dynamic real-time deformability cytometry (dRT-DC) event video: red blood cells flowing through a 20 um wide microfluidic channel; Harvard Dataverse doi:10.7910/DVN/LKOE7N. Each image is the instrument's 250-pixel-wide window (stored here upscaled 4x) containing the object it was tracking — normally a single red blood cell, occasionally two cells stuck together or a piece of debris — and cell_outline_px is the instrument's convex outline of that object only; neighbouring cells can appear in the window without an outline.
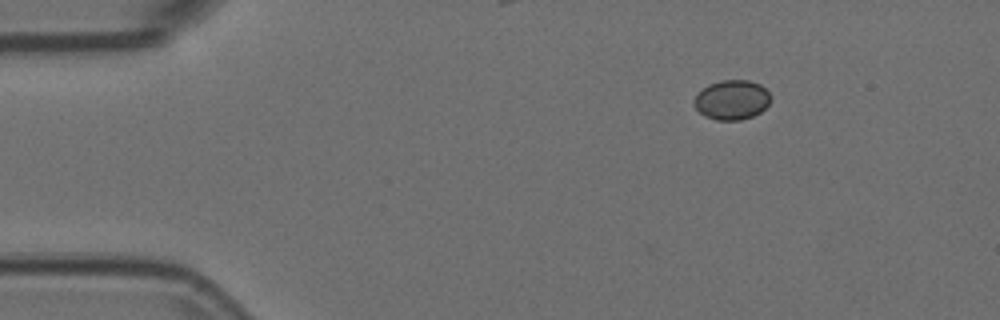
{"species": "Egyptian fruit bat (a non-hibernating species)", "species_latin": "Rousettus aegyptiacus", "temperature_condition": "room temperature", "stored_images_in_passage": 48, "camera_frame_rate_fps": 3000, "um_per_image_px": 0.085, "animal": {"sex": "female"}, "frame": {"image": 1, "passage_image": 1, "time_ms": 0.0, "image_size_px": [1000, 320], "cell_outline_px": [[772, 96], [768, 104], [760, 112], [752, 116], [740, 120], [716, 120], [704, 116], [692, 104], [692, 100], [696, 92], [708, 84], [720, 80], [748, 80], [760, 84]], "centroid_in_image_um": [62.16, 8.48], "position_along_channel_um": 22.8, "area_um2": 17.92}}
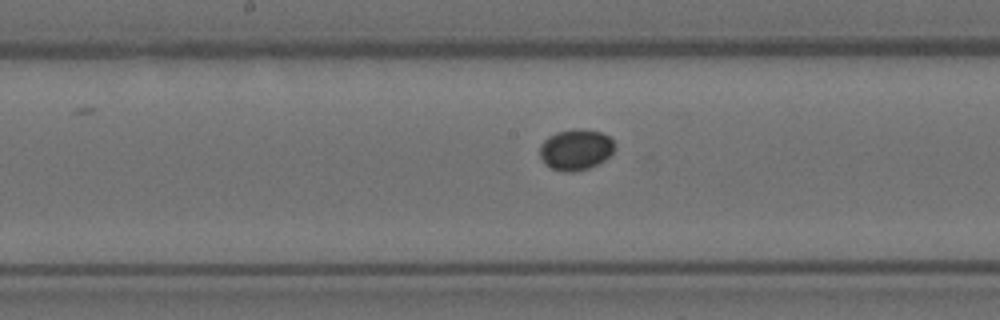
{"frame": {"image": 2, "passage_image": 21, "time_ms": 6.667, "image_size_px": [1000, 320], "cell_outline_px": [[616, 148], [604, 160], [588, 168], [576, 172], [564, 172], [552, 168], [544, 164], [540, 156], [540, 144], [548, 136], [556, 132], [580, 128], [600, 132], [608, 136], [616, 144]], "centroid_in_image_um": [48.93, 12.72], "position_along_channel_um": 199.3, "area_um2": 17.92}}
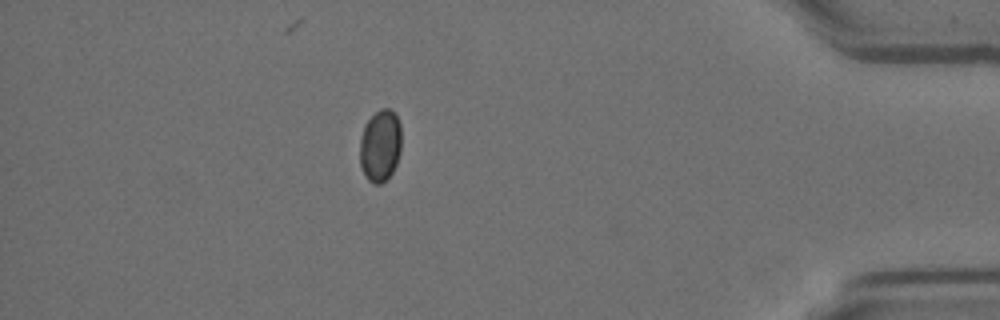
{"frame": {"image": 3, "passage_image": 41, "time_ms": 13.333, "image_size_px": [1000, 320], "cell_outline_px": [[400, 152], [396, 164], [392, 172], [380, 184], [372, 184], [368, 180], [360, 164], [360, 140], [364, 124], [380, 108], [388, 108], [396, 116], [400, 124]], "centroid_in_image_um": [32.31, 12.38], "position_along_channel_um": 402.9, "area_um2": 17.28}}